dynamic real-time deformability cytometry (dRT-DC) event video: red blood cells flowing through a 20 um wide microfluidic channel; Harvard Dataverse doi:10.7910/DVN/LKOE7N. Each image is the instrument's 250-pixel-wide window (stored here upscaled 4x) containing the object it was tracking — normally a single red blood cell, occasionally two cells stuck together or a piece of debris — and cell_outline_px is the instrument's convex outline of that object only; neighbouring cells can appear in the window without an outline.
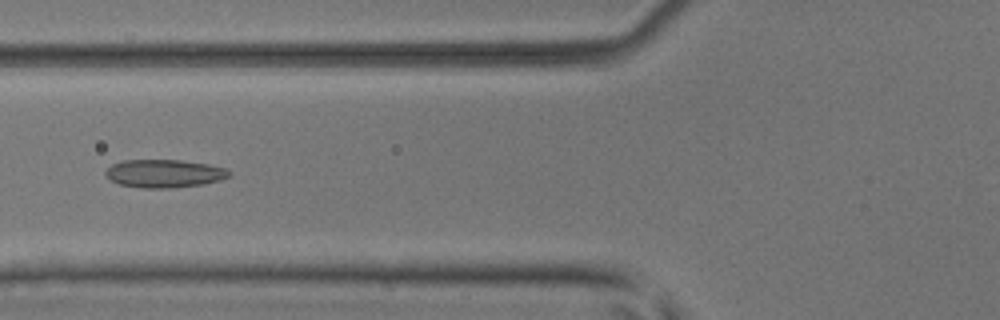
{"species": "common noctule bat (a hibernating species)", "species_latin": "Nyctalus noctula", "temperature_condition": "room temperature", "stored_images_in_passage": 53, "camera_frame_rate_fps": 3000, "um_per_image_px": 0.085, "animal": {"sex": "male", "body_mass_g": 17.9, "forearm_length_mm": 54.2}, "frame": {"image": 1, "passage_image": 21, "time_ms": 6.667, "image_size_px": [1000, 320], "cell_outline_px": [[232, 176], [220, 180], [204, 184], [172, 188], [144, 188], [120, 184], [112, 180], [104, 172], [112, 164], [124, 160], [180, 160], [208, 164], [224, 168], [232, 172]], "centroid_in_image_um": [14.01, 14.75], "position_along_channel_um": 111.8, "area_um2": 20.17}}
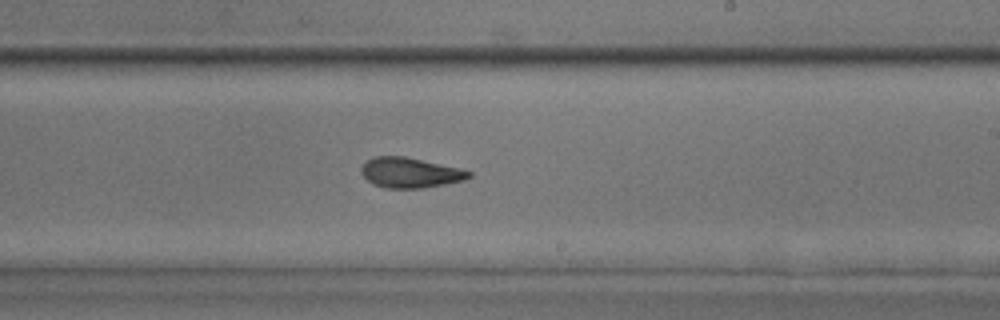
{"frame": {"image": 2, "passage_image": 32, "time_ms": 10.333, "image_size_px": [1000, 320], "cell_outline_px": [[472, 176], [464, 180], [424, 188], [384, 188], [372, 184], [360, 172], [360, 168], [368, 160], [376, 156], [404, 156], [460, 168], [472, 172]], "centroid_in_image_um": [34.86, 14.68], "position_along_channel_um": 254.1, "area_um2": 18.9}}
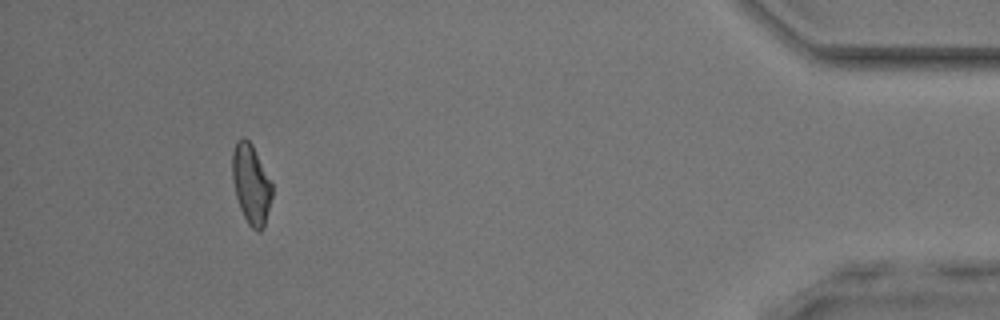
{"frame": {"image": 3, "passage_image": 49, "time_ms": 16.0, "image_size_px": [1000, 320], "cell_outline_px": [[272, 196], [264, 228], [260, 232], [256, 232], [248, 224], [240, 208], [236, 196], [232, 180], [232, 152], [236, 140], [244, 136], [252, 144], [272, 184]], "centroid_in_image_um": [21.33, 15.66], "position_along_channel_um": 413.9, "area_um2": 18.55}, "authors_computed_cell_mechanics": {"area_um2": 19.363, "velocity_mm_per_s": 3.898, "shape_relaxation_time_tau1_ms": 5.1354, "shape_relaxation_time_tau2_ms": 3.5006, "deformation_change_tau1": 0.1217, "deformation_change_tau2": 0.1122}}